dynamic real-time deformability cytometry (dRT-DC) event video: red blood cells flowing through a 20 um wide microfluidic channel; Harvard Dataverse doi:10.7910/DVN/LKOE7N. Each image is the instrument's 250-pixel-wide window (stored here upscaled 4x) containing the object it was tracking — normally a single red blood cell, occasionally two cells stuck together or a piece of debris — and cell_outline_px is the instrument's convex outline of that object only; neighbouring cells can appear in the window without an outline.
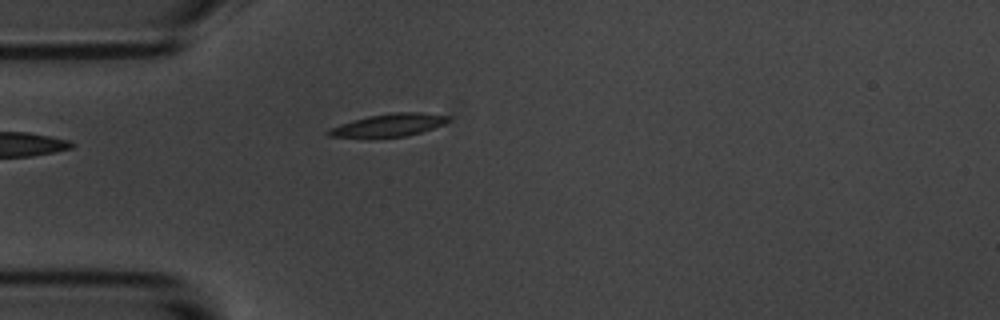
{"species": "common noctule bat (a hibernating species)", "species_latin": "Nyctalus noctula", "temperature_condition": "room temperature", "stored_images_in_passage": 42, "camera_frame_rate_fps": 3000, "um_per_image_px": 0.085, "animal": {"sex": "male", "body_mass_g": 20.1, "forearm_length_mm": 53.5}, "frame": {"image": 1, "passage_image": 1, "time_ms": 0.0, "image_size_px": [1000, 320], "cell_outline_px": [[448, 120], [432, 128], [420, 132], [404, 136], [368, 140], [328, 136], [324, 132], [328, 128], [340, 124], [368, 116], [392, 112], [424, 112], [448, 116]], "centroid_in_image_um": [32.88, 10.68], "position_along_channel_um": 52.1, "area_um2": 16.36}}
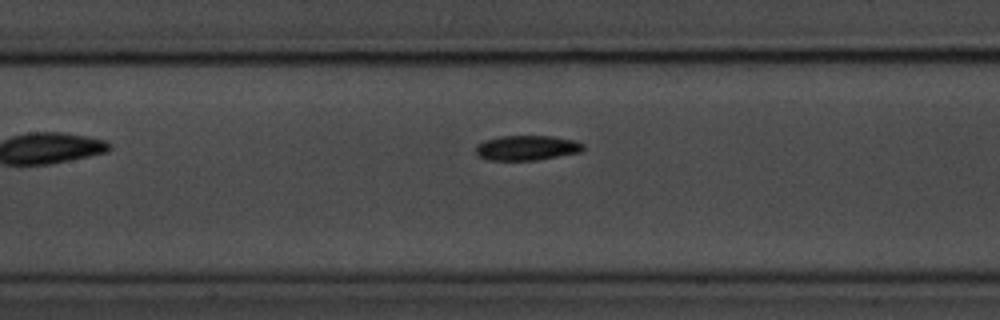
{"frame": {"image": 2, "passage_image": 11, "time_ms": 3.333, "image_size_px": [1000, 320], "cell_outline_px": [[584, 148], [580, 152], [536, 160], [488, 160], [476, 156], [476, 144], [484, 140], [500, 136], [552, 136], [576, 140], [584, 144]], "centroid_in_image_um": [44.75, 12.56], "position_along_channel_um": 162.6, "area_um2": 15.72}}
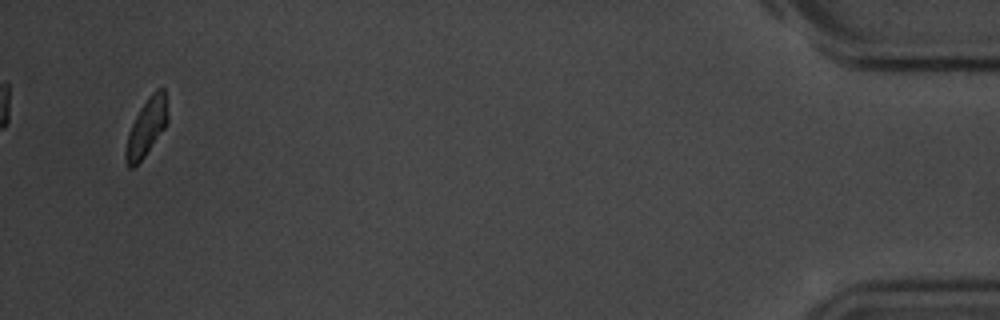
{"frame": {"image": 3, "passage_image": 40, "time_ms": 13.0, "image_size_px": [1000, 320], "cell_outline_px": [[168, 120], [164, 128], [144, 156], [132, 168], [128, 168], [124, 156], [124, 152], [128, 132], [140, 108], [148, 96], [156, 88], [164, 88], [168, 116]], "centroid_in_image_um": [12.43, 10.8], "position_along_channel_um": 422.8, "area_um2": 13.93}, "authors_computed_cell_mechanics": {"area_um2": 15.317, "velocity_mm_per_s": 3.5441, "shape_relaxation_time_tau1_ms": 2.792, "shape_relaxation_time_tau2_ms": null, "deformation_change_tau1": 0.1235, "deformation_change_tau2": null}}